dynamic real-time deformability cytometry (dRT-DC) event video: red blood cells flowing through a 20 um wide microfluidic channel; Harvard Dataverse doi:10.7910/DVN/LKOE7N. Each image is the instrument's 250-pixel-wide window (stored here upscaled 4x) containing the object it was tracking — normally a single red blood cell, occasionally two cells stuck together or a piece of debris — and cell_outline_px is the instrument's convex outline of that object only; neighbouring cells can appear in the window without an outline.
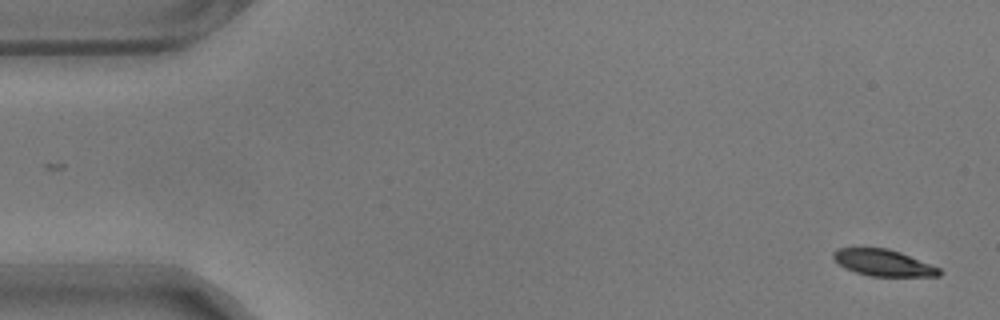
{"species": "common noctule bat (a hibernating species)", "species_latin": "Nyctalus noctula", "temperature_condition": "warm", "stored_images_in_passage": 10, "camera_frame_rate_fps": 3000, "um_per_image_px": 0.085, "animal": {"sex": "male", "body_mass_g": 17.9}, "frame": {"image": 1, "passage_image": 1, "time_ms": 0.0, "image_size_px": [1000, 320], "cell_outline_px": [[940, 276], [872, 276], [856, 272], [844, 268], [832, 256], [832, 252], [836, 248], [888, 248], [900, 252], [940, 268]], "centroid_in_image_um": [75.06, 22.33], "position_along_channel_um": 9.9, "area_um2": 16.18}}